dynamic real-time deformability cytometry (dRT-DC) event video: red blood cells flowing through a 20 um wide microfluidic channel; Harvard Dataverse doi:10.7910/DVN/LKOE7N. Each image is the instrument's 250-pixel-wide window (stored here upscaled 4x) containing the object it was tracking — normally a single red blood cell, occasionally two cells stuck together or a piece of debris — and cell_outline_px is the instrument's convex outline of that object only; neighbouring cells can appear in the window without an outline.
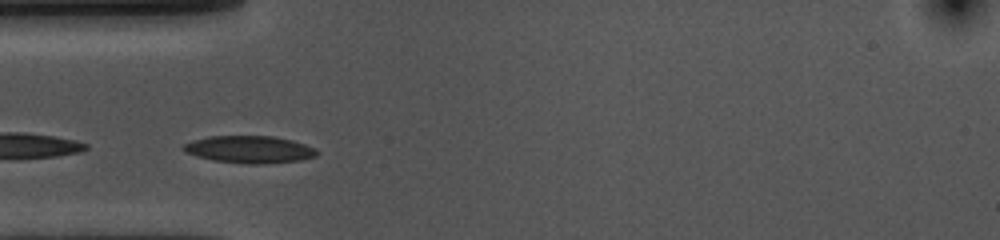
{"species": "common noctule bat (a hibernating species)", "species_latin": "Nyctalus noctula", "temperature_condition": "cold", "stored_images_in_passage": 35, "camera_frame_rate_fps": 3000, "um_per_image_px": 0.085, "animal": {"sex": "female", "body_mass_g": 10.0, "forearm_length_mm": 53.1}, "frame": {"image": 1, "passage_image": 10, "time_ms": 3.0, "image_size_px": [1000, 240], "cell_outline_px": [[320, 152], [316, 156], [300, 160], [264, 164], [248, 164], [212, 160], [196, 156], [184, 152], [184, 144], [192, 140], [208, 136], [272, 136], [292, 140], [316, 148]], "centroid_in_image_um": [21.22, 12.7], "position_along_channel_um": 63.8, "area_um2": 21.27}}
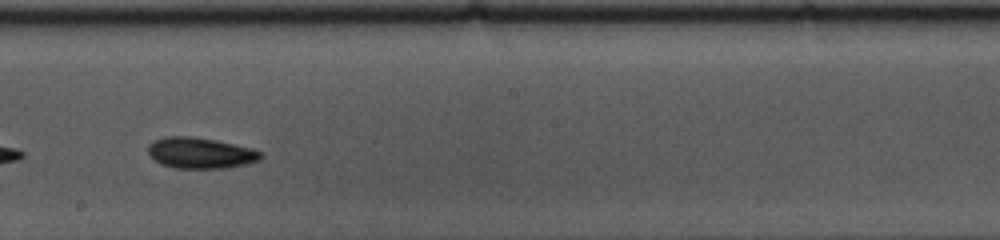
{"frame": {"image": 2, "passage_image": 24, "time_ms": 7.667, "image_size_px": [1000, 240], "cell_outline_px": [[264, 156], [260, 160], [248, 164], [228, 168], [176, 168], [160, 164], [148, 152], [148, 144], [152, 140], [164, 136], [192, 136], [216, 140], [252, 148], [264, 152]], "centroid_in_image_um": [17.07, 13.0], "position_along_channel_um": 231.1, "area_um2": 20.63}}
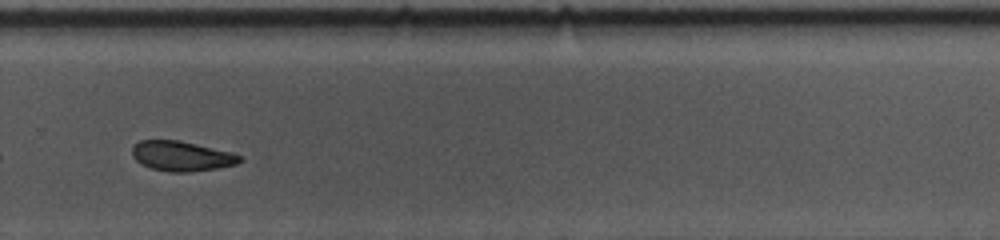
{"frame": {"image": 3, "passage_image": 31, "time_ms": 10.0, "image_size_px": [1000, 240], "cell_outline_px": [[244, 160], [236, 164], [216, 168], [188, 172], [168, 172], [152, 168], [136, 160], [132, 156], [132, 148], [140, 140], [180, 140], [232, 152], [244, 156]], "centroid_in_image_um": [15.48, 13.26], "position_along_channel_um": 314.3, "area_um2": 18.79}, "authors_computed_cell_mechanics": {"area_um2": 20.23, "velocity_mm_per_s": 3.5768, "shape_relaxation_time_tau1_ms": 2.6236, "shape_relaxation_time_tau2_ms": 2.0789, "deformation_change_tau1": 0.0968, "deformation_change_tau2": 0.0646}}